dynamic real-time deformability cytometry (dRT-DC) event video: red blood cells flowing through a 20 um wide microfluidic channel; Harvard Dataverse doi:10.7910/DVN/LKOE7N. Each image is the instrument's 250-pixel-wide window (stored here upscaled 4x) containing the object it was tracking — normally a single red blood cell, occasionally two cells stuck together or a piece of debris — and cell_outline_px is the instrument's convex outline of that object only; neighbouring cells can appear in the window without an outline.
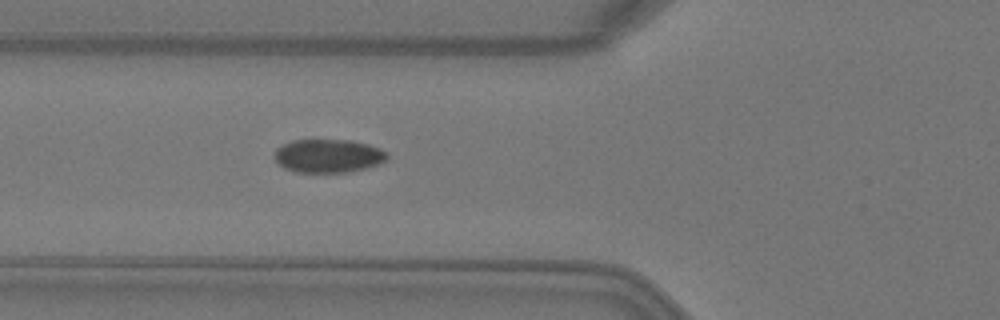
{"species": "Egyptian fruit bat (a non-hibernating species)", "species_latin": "Rousettus aegyptiacus", "temperature_condition": "warm", "stored_images_in_passage": 6, "camera_frame_rate_fps": 3000, "um_per_image_px": 0.085, "animal": {"sex": "female"}, "frame": {"image": 1, "passage_image": 6, "time_ms": 1.667, "image_size_px": [1000, 320], "cell_outline_px": [[388, 156], [384, 160], [368, 168], [348, 172], [296, 172], [284, 168], [276, 160], [276, 148], [292, 140], [352, 140], [368, 144], [380, 148], [388, 152]], "centroid_in_image_um": [27.92, 13.24], "position_along_channel_um": 97.9, "area_um2": 21.85}}